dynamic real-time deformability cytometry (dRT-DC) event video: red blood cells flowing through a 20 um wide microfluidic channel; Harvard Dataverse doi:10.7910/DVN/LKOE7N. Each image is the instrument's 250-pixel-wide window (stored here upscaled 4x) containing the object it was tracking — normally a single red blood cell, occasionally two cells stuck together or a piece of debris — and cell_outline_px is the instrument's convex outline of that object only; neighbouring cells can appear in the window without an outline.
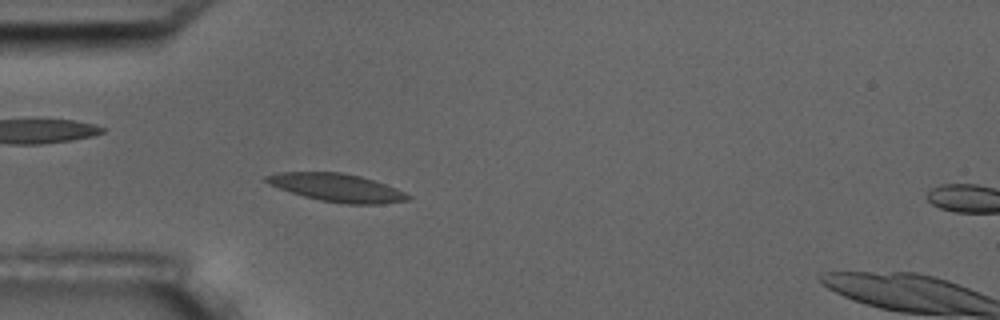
{"species": "common noctule bat (a hibernating species)", "species_latin": "Nyctalus noctula", "temperature_condition": "room temperature", "stored_images_in_passage": 5, "camera_frame_rate_fps": 3000, "um_per_image_px": 0.085, "animal": {"sex": "male", "body_mass_g": 17.5, "forearm_length_mm": 52.3}, "frame": {"image": 1, "passage_image": 4, "time_ms": 3.333, "image_size_px": [1000, 320], "cell_outline_px": [[412, 196], [408, 200], [380, 204], [348, 204], [320, 200], [304, 196], [268, 184], [264, 180], [264, 176], [280, 172], [340, 172], [360, 176], [396, 188]], "centroid_in_image_um": [28.63, 15.95], "position_along_channel_um": 56.4, "area_um2": 22.83}}